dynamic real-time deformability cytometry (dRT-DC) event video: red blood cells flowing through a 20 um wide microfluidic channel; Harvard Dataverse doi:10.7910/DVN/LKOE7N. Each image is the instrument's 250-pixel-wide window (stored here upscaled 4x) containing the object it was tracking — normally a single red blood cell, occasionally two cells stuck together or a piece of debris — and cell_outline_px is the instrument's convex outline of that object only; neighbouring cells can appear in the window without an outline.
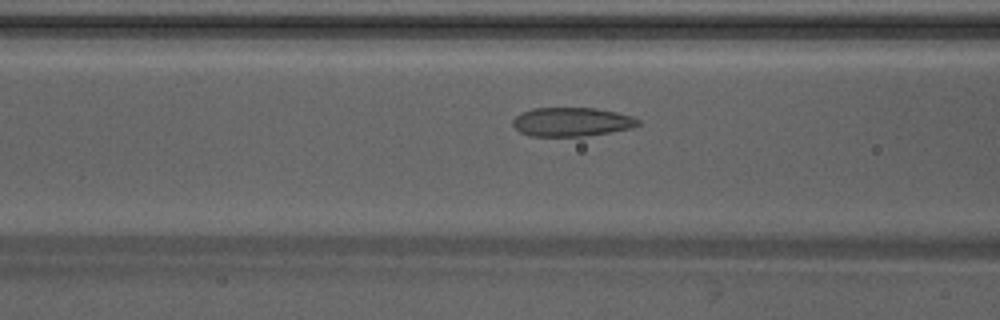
{"species": "Egyptian fruit bat (a non-hibernating species)", "species_latin": "Rousettus aegyptiacus", "temperature_condition": "warm", "stored_images_in_passage": 19, "camera_frame_rate_fps": 3000, "um_per_image_px": 0.085, "animal": {"sex": "male"}, "frame": {"image": 1, "passage_image": 11, "time_ms": 3.333, "image_size_px": [1000, 320], "cell_outline_px": [[640, 124], [632, 128], [584, 136], [532, 136], [520, 132], [512, 124], [512, 120], [516, 116], [532, 108], [596, 108], [616, 112], [632, 116], [640, 120]], "centroid_in_image_um": [48.6, 10.36], "position_along_channel_um": 118.0, "area_um2": 20.98}}
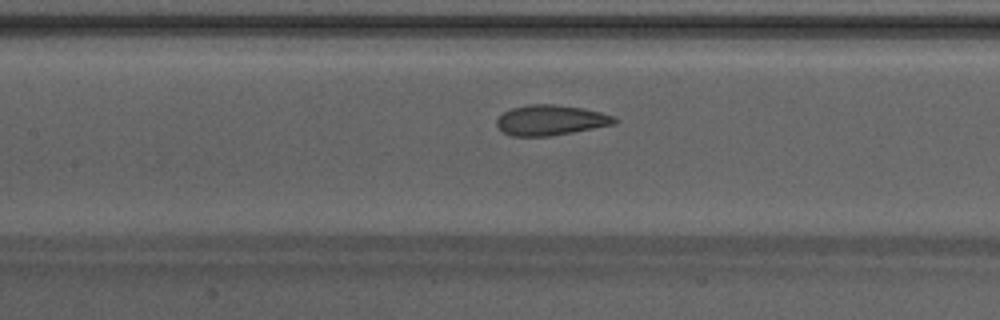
{"frame": {"image": 2, "passage_image": 14, "time_ms": 4.333, "image_size_px": [1000, 320], "cell_outline_px": [[620, 120], [616, 124], [572, 132], [548, 136], [512, 136], [504, 132], [496, 124], [496, 120], [504, 112], [512, 108], [528, 104], [552, 104], [580, 108], [600, 112], [612, 116]], "centroid_in_image_um": [46.81, 10.21], "position_along_channel_um": 160.6, "area_um2": 20.58}}